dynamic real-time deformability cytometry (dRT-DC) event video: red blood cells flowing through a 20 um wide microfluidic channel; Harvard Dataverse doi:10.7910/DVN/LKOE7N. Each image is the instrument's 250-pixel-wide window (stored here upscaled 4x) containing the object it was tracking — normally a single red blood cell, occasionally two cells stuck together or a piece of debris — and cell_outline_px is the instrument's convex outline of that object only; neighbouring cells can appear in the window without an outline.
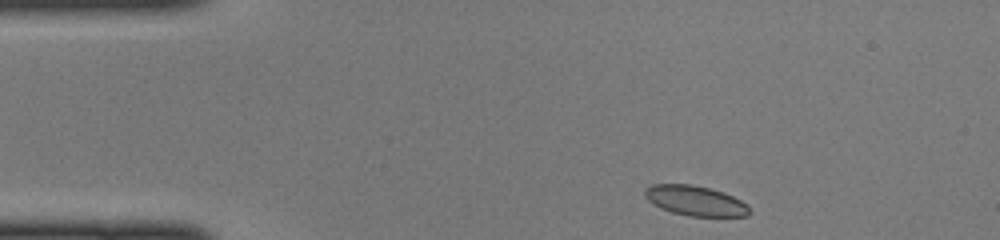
{"species": "common noctule bat (a hibernating species)", "species_latin": "Nyctalus noctula", "temperature_condition": "cold", "stored_images_in_passage": 41, "camera_frame_rate_fps": 3000, "um_per_image_px": 0.085, "animal": {"sex": "female", "body_mass_g": 22.0, "forearm_length_mm": 56.7}, "frame": {"image": 1, "passage_image": 1, "time_ms": 0.0, "image_size_px": [1000, 240], "cell_outline_px": [[752, 212], [748, 216], [688, 216], [672, 212], [660, 208], [652, 204], [644, 196], [644, 192], [652, 184], [692, 184], [724, 192], [748, 204]], "centroid_in_image_um": [59.12, 17.07], "position_along_channel_um": 25.9, "area_um2": 18.38}}
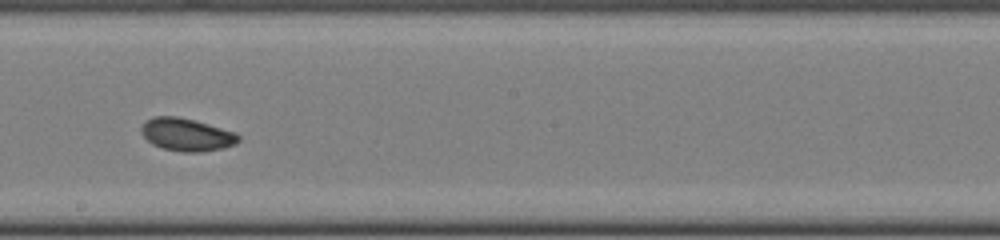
{"frame": {"image": 2, "passage_image": 20, "time_ms": 6.333, "image_size_px": [1000, 240], "cell_outline_px": [[240, 140], [236, 144], [224, 148], [200, 152], [180, 152], [164, 148], [152, 144], [140, 132], [140, 128], [152, 116], [176, 116], [196, 120], [236, 132], [240, 136]], "centroid_in_image_um": [15.9, 11.44], "position_along_channel_um": 232.3, "area_um2": 18.67}}
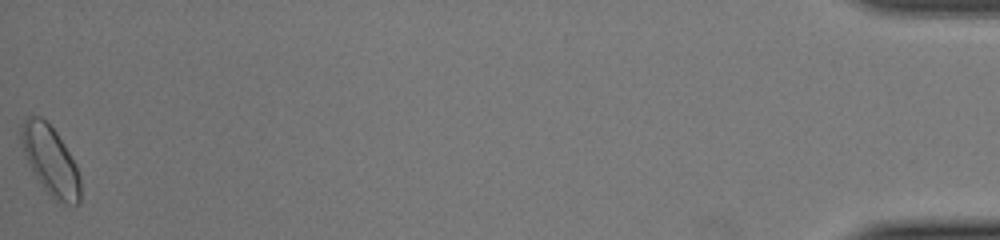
{"frame": {"image": 3, "passage_image": 41, "time_ms": 13.333, "image_size_px": [1000, 240], "cell_outline_px": [[80, 204], [64, 204], [56, 200], [44, 188], [28, 164], [20, 144], [20, 128], [24, 120], [28, 116], [40, 116], [56, 132], [64, 144], [76, 164], [80, 176]], "centroid_in_image_um": [4.28, 13.64], "position_along_channel_um": 430.9, "area_um2": 23.7}}